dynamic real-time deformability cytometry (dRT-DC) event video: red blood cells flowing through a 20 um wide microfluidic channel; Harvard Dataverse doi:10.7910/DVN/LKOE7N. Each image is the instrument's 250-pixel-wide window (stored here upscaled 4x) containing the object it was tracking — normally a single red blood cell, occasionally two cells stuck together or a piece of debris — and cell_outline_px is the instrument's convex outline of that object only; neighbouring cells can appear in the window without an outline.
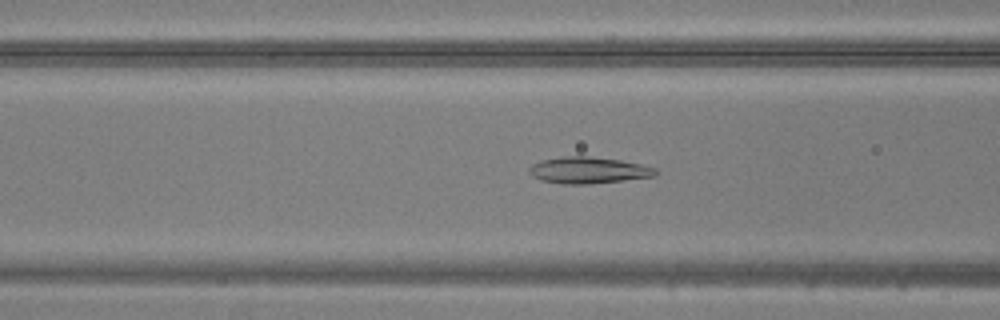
{"species": "common noctule bat (a hibernating species)", "species_latin": "Nyctalus noctula", "temperature_condition": "warm", "stored_images_in_passage": 49, "camera_frame_rate_fps": 3000, "um_per_image_px": 0.085, "animal": {"sex": "male", "body_mass_g": 20.5, "forearm_length_mm": 52.5}, "frame": {"image": 1, "passage_image": 19, "time_ms": 6.0, "image_size_px": [1000, 320], "cell_outline_px": [[656, 176], [588, 184], [560, 184], [540, 180], [532, 176], [528, 172], [528, 168], [532, 164], [540, 160], [560, 156], [588, 156], [620, 160], [640, 164], [656, 168]], "centroid_in_image_um": [49.94, 14.46], "position_along_channel_um": 116.7, "area_um2": 19.59}}
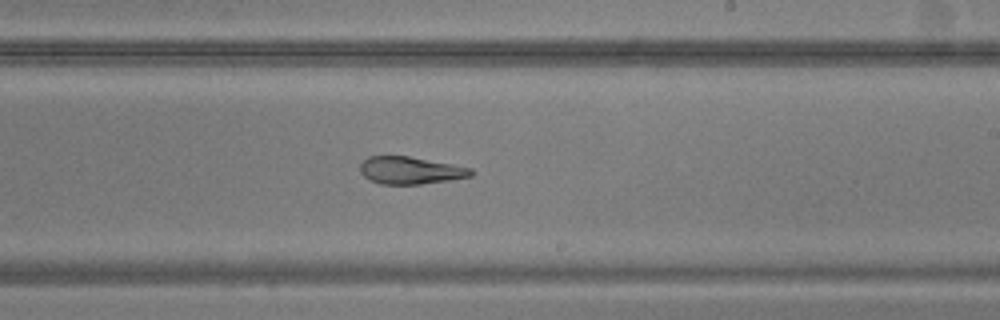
{"frame": {"image": 2, "passage_image": 29, "time_ms": 9.333, "image_size_px": [1000, 320], "cell_outline_px": [[476, 172], [472, 176], [448, 180], [420, 184], [380, 184], [368, 180], [360, 172], [360, 164], [368, 156], [408, 156], [452, 164], [472, 168]], "centroid_in_image_um": [34.88, 14.48], "position_along_channel_um": 254.1, "area_um2": 17.74}}
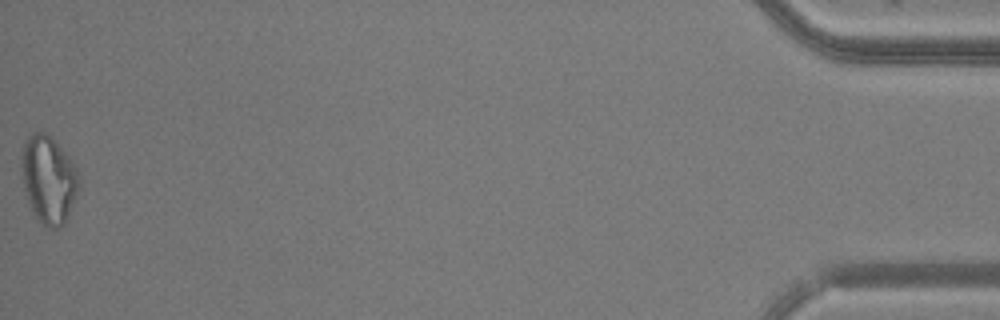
{"frame": {"image": 3, "passage_image": 49, "time_ms": 16.0, "image_size_px": [1000, 320], "cell_outline_px": [[80, 184], [76, 196], [68, 216], [64, 224], [60, 228], [48, 228], [36, 216], [28, 204], [24, 192], [20, 160], [20, 156], [24, 140], [32, 132], [44, 132], [56, 140], [72, 160], [76, 168], [80, 180]], "centroid_in_image_um": [4.12, 15.22], "position_along_channel_um": 431.1, "area_um2": 29.77}}